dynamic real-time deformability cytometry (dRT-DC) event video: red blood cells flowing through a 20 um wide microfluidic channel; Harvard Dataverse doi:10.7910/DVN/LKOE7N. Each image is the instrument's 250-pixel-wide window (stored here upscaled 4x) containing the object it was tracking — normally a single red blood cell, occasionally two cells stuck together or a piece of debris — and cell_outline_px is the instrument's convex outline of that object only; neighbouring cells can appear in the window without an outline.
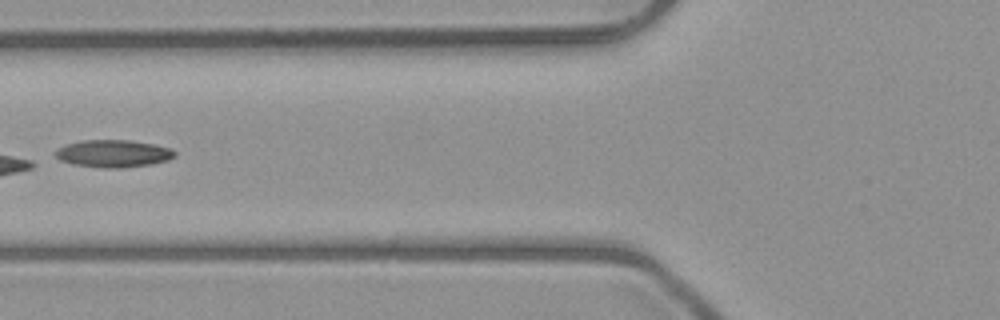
{"species": "common noctule bat (a hibernating species)", "species_latin": "Nyctalus noctula", "temperature_condition": "room temperature", "stored_images_in_passage": 7, "camera_frame_rate_fps": 3000, "um_per_image_px": 0.085, "animal": {"sex": "male", "body_mass_g": 23.1, "forearm_length_mm": 52.7}, "frame": {"image": 1, "passage_image": 7, "time_ms": 7.0, "image_size_px": [1000, 320], "cell_outline_px": [[176, 156], [168, 160], [152, 164], [120, 168], [104, 168], [72, 164], [60, 160], [56, 156], [56, 148], [80, 140], [128, 140], [152, 144], [168, 148], [176, 152]], "centroid_in_image_um": [9.62, 13.06], "position_along_channel_um": 116.2, "area_um2": 18.96}}